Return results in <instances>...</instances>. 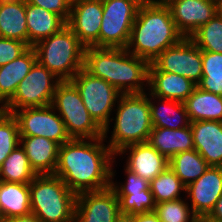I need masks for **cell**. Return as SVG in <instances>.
<instances>
[{
    "mask_svg": "<svg viewBox=\"0 0 222 222\" xmlns=\"http://www.w3.org/2000/svg\"><path fill=\"white\" fill-rule=\"evenodd\" d=\"M104 140V137L71 138L60 145L53 175L60 177L76 195L110 187L115 176L112 170L115 154L104 145Z\"/></svg>",
    "mask_w": 222,
    "mask_h": 222,
    "instance_id": "obj_1",
    "label": "cell"
},
{
    "mask_svg": "<svg viewBox=\"0 0 222 222\" xmlns=\"http://www.w3.org/2000/svg\"><path fill=\"white\" fill-rule=\"evenodd\" d=\"M183 38L164 1L142 3L126 49L150 64L165 49L179 43Z\"/></svg>",
    "mask_w": 222,
    "mask_h": 222,
    "instance_id": "obj_2",
    "label": "cell"
},
{
    "mask_svg": "<svg viewBox=\"0 0 222 222\" xmlns=\"http://www.w3.org/2000/svg\"><path fill=\"white\" fill-rule=\"evenodd\" d=\"M148 68L146 60L126 48L87 47L84 51V69L107 81L121 94L145 93L143 86L148 84Z\"/></svg>",
    "mask_w": 222,
    "mask_h": 222,
    "instance_id": "obj_3",
    "label": "cell"
},
{
    "mask_svg": "<svg viewBox=\"0 0 222 222\" xmlns=\"http://www.w3.org/2000/svg\"><path fill=\"white\" fill-rule=\"evenodd\" d=\"M147 97L146 93L120 96L113 133L107 145L115 155L126 146L148 141L153 126Z\"/></svg>",
    "mask_w": 222,
    "mask_h": 222,
    "instance_id": "obj_4",
    "label": "cell"
},
{
    "mask_svg": "<svg viewBox=\"0 0 222 222\" xmlns=\"http://www.w3.org/2000/svg\"><path fill=\"white\" fill-rule=\"evenodd\" d=\"M29 187L31 213L40 222H74L77 195L60 177L37 175Z\"/></svg>",
    "mask_w": 222,
    "mask_h": 222,
    "instance_id": "obj_5",
    "label": "cell"
},
{
    "mask_svg": "<svg viewBox=\"0 0 222 222\" xmlns=\"http://www.w3.org/2000/svg\"><path fill=\"white\" fill-rule=\"evenodd\" d=\"M32 47L37 61L61 81H70L84 68L85 47L67 25Z\"/></svg>",
    "mask_w": 222,
    "mask_h": 222,
    "instance_id": "obj_6",
    "label": "cell"
},
{
    "mask_svg": "<svg viewBox=\"0 0 222 222\" xmlns=\"http://www.w3.org/2000/svg\"><path fill=\"white\" fill-rule=\"evenodd\" d=\"M51 106L58 111L70 138L103 137V129L90 116L78 89L71 81H61L58 84Z\"/></svg>",
    "mask_w": 222,
    "mask_h": 222,
    "instance_id": "obj_7",
    "label": "cell"
},
{
    "mask_svg": "<svg viewBox=\"0 0 222 222\" xmlns=\"http://www.w3.org/2000/svg\"><path fill=\"white\" fill-rule=\"evenodd\" d=\"M70 81L78 89L90 116L103 129V137L106 139L110 128L109 122L114 120L110 118V114L122 94L107 81L91 75L84 68L80 69Z\"/></svg>",
    "mask_w": 222,
    "mask_h": 222,
    "instance_id": "obj_8",
    "label": "cell"
},
{
    "mask_svg": "<svg viewBox=\"0 0 222 222\" xmlns=\"http://www.w3.org/2000/svg\"><path fill=\"white\" fill-rule=\"evenodd\" d=\"M139 0H102L99 48H126L140 5Z\"/></svg>",
    "mask_w": 222,
    "mask_h": 222,
    "instance_id": "obj_9",
    "label": "cell"
},
{
    "mask_svg": "<svg viewBox=\"0 0 222 222\" xmlns=\"http://www.w3.org/2000/svg\"><path fill=\"white\" fill-rule=\"evenodd\" d=\"M60 82L51 71L36 61L2 110L12 114L15 110L51 105Z\"/></svg>",
    "mask_w": 222,
    "mask_h": 222,
    "instance_id": "obj_10",
    "label": "cell"
},
{
    "mask_svg": "<svg viewBox=\"0 0 222 222\" xmlns=\"http://www.w3.org/2000/svg\"><path fill=\"white\" fill-rule=\"evenodd\" d=\"M51 105L15 110L20 136H42L59 146L69 141L65 124Z\"/></svg>",
    "mask_w": 222,
    "mask_h": 222,
    "instance_id": "obj_11",
    "label": "cell"
},
{
    "mask_svg": "<svg viewBox=\"0 0 222 222\" xmlns=\"http://www.w3.org/2000/svg\"><path fill=\"white\" fill-rule=\"evenodd\" d=\"M160 71L175 73L196 85L202 78V50L190 38L165 49L153 62Z\"/></svg>",
    "mask_w": 222,
    "mask_h": 222,
    "instance_id": "obj_12",
    "label": "cell"
},
{
    "mask_svg": "<svg viewBox=\"0 0 222 222\" xmlns=\"http://www.w3.org/2000/svg\"><path fill=\"white\" fill-rule=\"evenodd\" d=\"M102 16V0H72L66 24L85 48H99Z\"/></svg>",
    "mask_w": 222,
    "mask_h": 222,
    "instance_id": "obj_13",
    "label": "cell"
},
{
    "mask_svg": "<svg viewBox=\"0 0 222 222\" xmlns=\"http://www.w3.org/2000/svg\"><path fill=\"white\" fill-rule=\"evenodd\" d=\"M119 214V200L111 186L77 195L74 222H115Z\"/></svg>",
    "mask_w": 222,
    "mask_h": 222,
    "instance_id": "obj_14",
    "label": "cell"
},
{
    "mask_svg": "<svg viewBox=\"0 0 222 222\" xmlns=\"http://www.w3.org/2000/svg\"><path fill=\"white\" fill-rule=\"evenodd\" d=\"M164 3L170 8L174 23L185 38H190L220 11L218 0H164Z\"/></svg>",
    "mask_w": 222,
    "mask_h": 222,
    "instance_id": "obj_15",
    "label": "cell"
},
{
    "mask_svg": "<svg viewBox=\"0 0 222 222\" xmlns=\"http://www.w3.org/2000/svg\"><path fill=\"white\" fill-rule=\"evenodd\" d=\"M185 192L197 217L209 215L222 195V167L209 166L202 176L186 187Z\"/></svg>",
    "mask_w": 222,
    "mask_h": 222,
    "instance_id": "obj_16",
    "label": "cell"
},
{
    "mask_svg": "<svg viewBox=\"0 0 222 222\" xmlns=\"http://www.w3.org/2000/svg\"><path fill=\"white\" fill-rule=\"evenodd\" d=\"M149 85V86H148ZM154 100L169 99L184 102L194 91L197 85L181 75L160 71L153 63L148 68V84Z\"/></svg>",
    "mask_w": 222,
    "mask_h": 222,
    "instance_id": "obj_17",
    "label": "cell"
},
{
    "mask_svg": "<svg viewBox=\"0 0 222 222\" xmlns=\"http://www.w3.org/2000/svg\"><path fill=\"white\" fill-rule=\"evenodd\" d=\"M190 126L194 149L209 166L222 167V122L193 121Z\"/></svg>",
    "mask_w": 222,
    "mask_h": 222,
    "instance_id": "obj_18",
    "label": "cell"
},
{
    "mask_svg": "<svg viewBox=\"0 0 222 222\" xmlns=\"http://www.w3.org/2000/svg\"><path fill=\"white\" fill-rule=\"evenodd\" d=\"M129 150L126 168L149 183L169 166V160L148 142L124 147L118 154Z\"/></svg>",
    "mask_w": 222,
    "mask_h": 222,
    "instance_id": "obj_19",
    "label": "cell"
},
{
    "mask_svg": "<svg viewBox=\"0 0 222 222\" xmlns=\"http://www.w3.org/2000/svg\"><path fill=\"white\" fill-rule=\"evenodd\" d=\"M32 169L38 174H54L58 161L59 145L42 136H20Z\"/></svg>",
    "mask_w": 222,
    "mask_h": 222,
    "instance_id": "obj_20",
    "label": "cell"
},
{
    "mask_svg": "<svg viewBox=\"0 0 222 222\" xmlns=\"http://www.w3.org/2000/svg\"><path fill=\"white\" fill-rule=\"evenodd\" d=\"M37 61L35 49L29 47L15 60L0 66V105L3 107L15 94L18 84Z\"/></svg>",
    "mask_w": 222,
    "mask_h": 222,
    "instance_id": "obj_21",
    "label": "cell"
},
{
    "mask_svg": "<svg viewBox=\"0 0 222 222\" xmlns=\"http://www.w3.org/2000/svg\"><path fill=\"white\" fill-rule=\"evenodd\" d=\"M147 142L168 160L180 152L194 149L191 126L181 129L153 128Z\"/></svg>",
    "mask_w": 222,
    "mask_h": 222,
    "instance_id": "obj_22",
    "label": "cell"
},
{
    "mask_svg": "<svg viewBox=\"0 0 222 222\" xmlns=\"http://www.w3.org/2000/svg\"><path fill=\"white\" fill-rule=\"evenodd\" d=\"M26 24L28 29V47H32L38 41L59 32L67 25L66 21L58 14L29 4L27 1Z\"/></svg>",
    "mask_w": 222,
    "mask_h": 222,
    "instance_id": "obj_23",
    "label": "cell"
},
{
    "mask_svg": "<svg viewBox=\"0 0 222 222\" xmlns=\"http://www.w3.org/2000/svg\"><path fill=\"white\" fill-rule=\"evenodd\" d=\"M0 37L19 40L28 46L26 0L0 1Z\"/></svg>",
    "mask_w": 222,
    "mask_h": 222,
    "instance_id": "obj_24",
    "label": "cell"
},
{
    "mask_svg": "<svg viewBox=\"0 0 222 222\" xmlns=\"http://www.w3.org/2000/svg\"><path fill=\"white\" fill-rule=\"evenodd\" d=\"M190 122H222V96L196 87L193 93L183 102Z\"/></svg>",
    "mask_w": 222,
    "mask_h": 222,
    "instance_id": "obj_25",
    "label": "cell"
},
{
    "mask_svg": "<svg viewBox=\"0 0 222 222\" xmlns=\"http://www.w3.org/2000/svg\"><path fill=\"white\" fill-rule=\"evenodd\" d=\"M158 101H162L158 103L160 106H156L151 97L149 98L153 128L181 129L190 126L191 122L183 102L169 99Z\"/></svg>",
    "mask_w": 222,
    "mask_h": 222,
    "instance_id": "obj_26",
    "label": "cell"
},
{
    "mask_svg": "<svg viewBox=\"0 0 222 222\" xmlns=\"http://www.w3.org/2000/svg\"><path fill=\"white\" fill-rule=\"evenodd\" d=\"M0 204L5 218L30 214L29 183L0 181Z\"/></svg>",
    "mask_w": 222,
    "mask_h": 222,
    "instance_id": "obj_27",
    "label": "cell"
},
{
    "mask_svg": "<svg viewBox=\"0 0 222 222\" xmlns=\"http://www.w3.org/2000/svg\"><path fill=\"white\" fill-rule=\"evenodd\" d=\"M169 167L185 187L204 174L209 167L204 158L195 150L184 151L169 159Z\"/></svg>",
    "mask_w": 222,
    "mask_h": 222,
    "instance_id": "obj_28",
    "label": "cell"
},
{
    "mask_svg": "<svg viewBox=\"0 0 222 222\" xmlns=\"http://www.w3.org/2000/svg\"><path fill=\"white\" fill-rule=\"evenodd\" d=\"M38 174L32 169L22 147H16L0 168V181L30 183Z\"/></svg>",
    "mask_w": 222,
    "mask_h": 222,
    "instance_id": "obj_29",
    "label": "cell"
},
{
    "mask_svg": "<svg viewBox=\"0 0 222 222\" xmlns=\"http://www.w3.org/2000/svg\"><path fill=\"white\" fill-rule=\"evenodd\" d=\"M202 90L222 96V53L202 51Z\"/></svg>",
    "mask_w": 222,
    "mask_h": 222,
    "instance_id": "obj_30",
    "label": "cell"
},
{
    "mask_svg": "<svg viewBox=\"0 0 222 222\" xmlns=\"http://www.w3.org/2000/svg\"><path fill=\"white\" fill-rule=\"evenodd\" d=\"M190 39L202 51L222 53V13L219 11L206 24L199 27Z\"/></svg>",
    "mask_w": 222,
    "mask_h": 222,
    "instance_id": "obj_31",
    "label": "cell"
},
{
    "mask_svg": "<svg viewBox=\"0 0 222 222\" xmlns=\"http://www.w3.org/2000/svg\"><path fill=\"white\" fill-rule=\"evenodd\" d=\"M149 187L156 204L179 199L181 190H186L169 166L149 183Z\"/></svg>",
    "mask_w": 222,
    "mask_h": 222,
    "instance_id": "obj_32",
    "label": "cell"
},
{
    "mask_svg": "<svg viewBox=\"0 0 222 222\" xmlns=\"http://www.w3.org/2000/svg\"><path fill=\"white\" fill-rule=\"evenodd\" d=\"M19 145L18 122L11 114L0 111V168L8 155Z\"/></svg>",
    "mask_w": 222,
    "mask_h": 222,
    "instance_id": "obj_33",
    "label": "cell"
},
{
    "mask_svg": "<svg viewBox=\"0 0 222 222\" xmlns=\"http://www.w3.org/2000/svg\"><path fill=\"white\" fill-rule=\"evenodd\" d=\"M188 205L179 198L156 204L154 212L160 222H197V216L193 211H190Z\"/></svg>",
    "mask_w": 222,
    "mask_h": 222,
    "instance_id": "obj_34",
    "label": "cell"
},
{
    "mask_svg": "<svg viewBox=\"0 0 222 222\" xmlns=\"http://www.w3.org/2000/svg\"><path fill=\"white\" fill-rule=\"evenodd\" d=\"M120 213L132 215L155 211L156 203L151 190H142L137 194H117Z\"/></svg>",
    "mask_w": 222,
    "mask_h": 222,
    "instance_id": "obj_35",
    "label": "cell"
},
{
    "mask_svg": "<svg viewBox=\"0 0 222 222\" xmlns=\"http://www.w3.org/2000/svg\"><path fill=\"white\" fill-rule=\"evenodd\" d=\"M125 173L127 174L126 183L117 186L116 183L111 180V188L115 191L116 194H137L142 190H150L149 182L142 177L138 176L136 173H133L129 169L125 168Z\"/></svg>",
    "mask_w": 222,
    "mask_h": 222,
    "instance_id": "obj_36",
    "label": "cell"
},
{
    "mask_svg": "<svg viewBox=\"0 0 222 222\" xmlns=\"http://www.w3.org/2000/svg\"><path fill=\"white\" fill-rule=\"evenodd\" d=\"M28 48L22 41L0 37V66L15 60Z\"/></svg>",
    "mask_w": 222,
    "mask_h": 222,
    "instance_id": "obj_37",
    "label": "cell"
},
{
    "mask_svg": "<svg viewBox=\"0 0 222 222\" xmlns=\"http://www.w3.org/2000/svg\"><path fill=\"white\" fill-rule=\"evenodd\" d=\"M29 4L42 7L47 11L58 14L66 22L69 19L72 0H26Z\"/></svg>",
    "mask_w": 222,
    "mask_h": 222,
    "instance_id": "obj_38",
    "label": "cell"
},
{
    "mask_svg": "<svg viewBox=\"0 0 222 222\" xmlns=\"http://www.w3.org/2000/svg\"><path fill=\"white\" fill-rule=\"evenodd\" d=\"M135 222H160V220L157 214L154 211H151L148 213L136 214Z\"/></svg>",
    "mask_w": 222,
    "mask_h": 222,
    "instance_id": "obj_39",
    "label": "cell"
},
{
    "mask_svg": "<svg viewBox=\"0 0 222 222\" xmlns=\"http://www.w3.org/2000/svg\"><path fill=\"white\" fill-rule=\"evenodd\" d=\"M3 222H40V220L33 213H30L28 215L5 218Z\"/></svg>",
    "mask_w": 222,
    "mask_h": 222,
    "instance_id": "obj_40",
    "label": "cell"
},
{
    "mask_svg": "<svg viewBox=\"0 0 222 222\" xmlns=\"http://www.w3.org/2000/svg\"><path fill=\"white\" fill-rule=\"evenodd\" d=\"M208 216H210L213 219L222 221V195L217 200L214 208L212 209V211L210 212Z\"/></svg>",
    "mask_w": 222,
    "mask_h": 222,
    "instance_id": "obj_41",
    "label": "cell"
},
{
    "mask_svg": "<svg viewBox=\"0 0 222 222\" xmlns=\"http://www.w3.org/2000/svg\"><path fill=\"white\" fill-rule=\"evenodd\" d=\"M115 222H135V215L120 213Z\"/></svg>",
    "mask_w": 222,
    "mask_h": 222,
    "instance_id": "obj_42",
    "label": "cell"
},
{
    "mask_svg": "<svg viewBox=\"0 0 222 222\" xmlns=\"http://www.w3.org/2000/svg\"><path fill=\"white\" fill-rule=\"evenodd\" d=\"M197 222H222L216 219L211 218L208 215L197 217Z\"/></svg>",
    "mask_w": 222,
    "mask_h": 222,
    "instance_id": "obj_43",
    "label": "cell"
},
{
    "mask_svg": "<svg viewBox=\"0 0 222 222\" xmlns=\"http://www.w3.org/2000/svg\"><path fill=\"white\" fill-rule=\"evenodd\" d=\"M4 220H5V216H4L3 210L1 208V204H0V222H3Z\"/></svg>",
    "mask_w": 222,
    "mask_h": 222,
    "instance_id": "obj_44",
    "label": "cell"
},
{
    "mask_svg": "<svg viewBox=\"0 0 222 222\" xmlns=\"http://www.w3.org/2000/svg\"><path fill=\"white\" fill-rule=\"evenodd\" d=\"M141 1L142 3H149V2H153V1H157V0H139Z\"/></svg>",
    "mask_w": 222,
    "mask_h": 222,
    "instance_id": "obj_45",
    "label": "cell"
},
{
    "mask_svg": "<svg viewBox=\"0 0 222 222\" xmlns=\"http://www.w3.org/2000/svg\"><path fill=\"white\" fill-rule=\"evenodd\" d=\"M218 2H219V10L222 13V0H218Z\"/></svg>",
    "mask_w": 222,
    "mask_h": 222,
    "instance_id": "obj_46",
    "label": "cell"
}]
</instances>
